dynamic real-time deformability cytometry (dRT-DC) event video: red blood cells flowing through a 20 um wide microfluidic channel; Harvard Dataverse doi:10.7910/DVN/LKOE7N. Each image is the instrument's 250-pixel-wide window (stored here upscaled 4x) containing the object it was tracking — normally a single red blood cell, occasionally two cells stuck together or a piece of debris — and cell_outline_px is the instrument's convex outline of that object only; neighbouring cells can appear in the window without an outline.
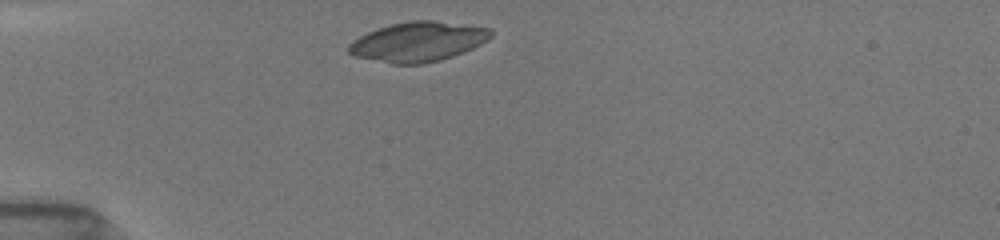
{"species": "common noctule bat (a hibernating species)", "species_latin": "Nyctalus noctula", "temperature_condition": "room temperature", "stored_images_in_passage": 39, "camera_frame_rate_fps": 3000, "um_per_image_px": 0.085, "animal": {"sex": "female", "body_mass_g": 19.5, "forearm_length_mm": 54.1}, "frame": {"image": 1, "passage_image": 2, "time_ms": 0.333, "image_size_px": [1000, 240], "cell_outline_px": [[492, 36], [488, 40], [464, 52], [440, 60], [424, 64], [392, 64], [352, 56], [348, 52], [348, 44], [352, 40], [376, 28], [392, 24], [412, 20], [432, 20], [492, 28]], "centroid_in_image_um": [35.51, 3.55], "position_along_channel_um": 49.5, "area_um2": 33.06}}
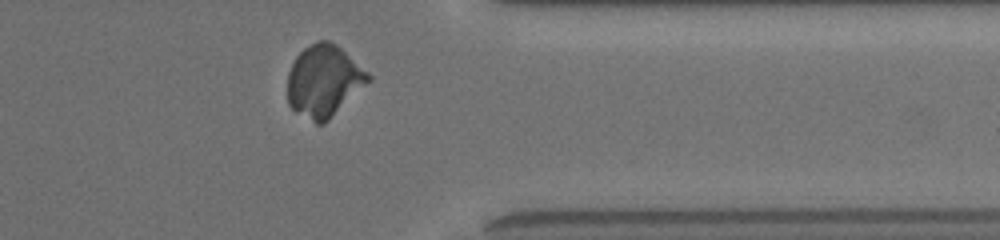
{"frame": {"image": 2, "passage_image": 30, "time_ms": 9.667, "image_size_px": [1000, 240], "cell_outline_px": [[372, 80], [324, 124], [316, 124], [296, 112], [288, 104], [288, 72], [296, 56], [304, 48], [316, 40], [328, 40], [336, 44], [368, 72], [372, 76]], "centroid_in_image_um": [27.53, 6.88], "position_along_channel_um": 383.9, "area_um2": 33.87}}
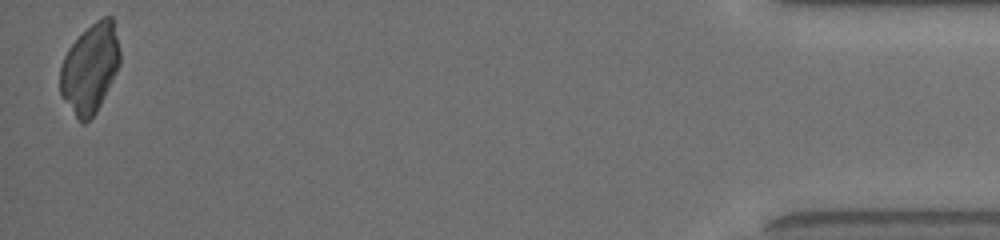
{"frame": {"image": 3, "passage_image": 39, "time_ms": 12.667, "image_size_px": [1000, 240], "cell_outline_px": [[120, 64], [96, 112], [84, 124], [76, 116], [60, 92], [60, 68], [64, 56], [68, 48], [96, 20], [104, 16], [112, 16], [120, 52]], "centroid_in_image_um": [7.66, 5.78], "position_along_channel_um": 427.5, "area_um2": 30.35}}